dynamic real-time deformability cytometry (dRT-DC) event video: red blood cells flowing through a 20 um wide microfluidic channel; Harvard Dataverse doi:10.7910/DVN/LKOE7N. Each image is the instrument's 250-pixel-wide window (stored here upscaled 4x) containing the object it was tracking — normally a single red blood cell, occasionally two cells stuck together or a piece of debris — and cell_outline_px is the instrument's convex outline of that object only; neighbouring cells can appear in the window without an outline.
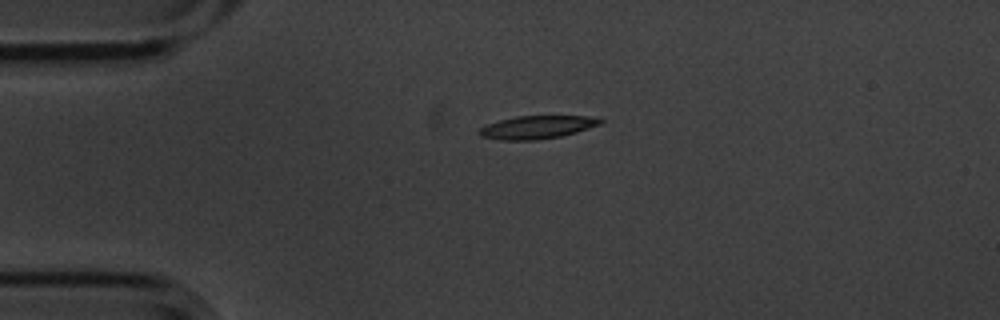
{"species": "common noctule bat (a hibernating species)", "species_latin": "Nyctalus noctula", "temperature_condition": "cold", "stored_images_in_passage": 12, "camera_frame_rate_fps": 3000, "um_per_image_px": 0.085, "animal": {"sex": "male", "body_mass_g": 20.1, "forearm_length_mm": 53.5}, "frame": {"image": 1, "passage_image": 1, "time_ms": 0.0, "image_size_px": [1000, 320], "cell_outline_px": [[604, 120], [600, 124], [576, 132], [560, 136], [536, 140], [500, 140], [480, 136], [476, 132], [480, 128], [488, 124], [500, 120], [516, 116], [588, 116]], "centroid_in_image_um": [45.6, 10.81], "position_along_channel_um": 39.4, "area_um2": 16.13}}
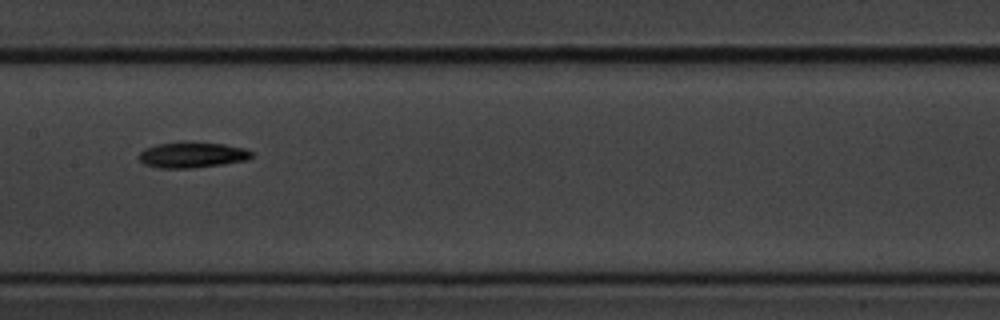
{"frame": {"image": 2, "passage_image": 5, "time_ms": 1.333, "image_size_px": [1000, 320], "cell_outline_px": [[252, 156], [248, 160], [224, 164], [192, 168], [160, 168], [144, 164], [136, 156], [144, 148], [156, 144], [180, 140], [188, 140], [224, 144], [244, 148], [252, 152]], "centroid_in_image_um": [16.3, 13.14], "position_along_channel_um": 191.1, "area_um2": 17.46}}
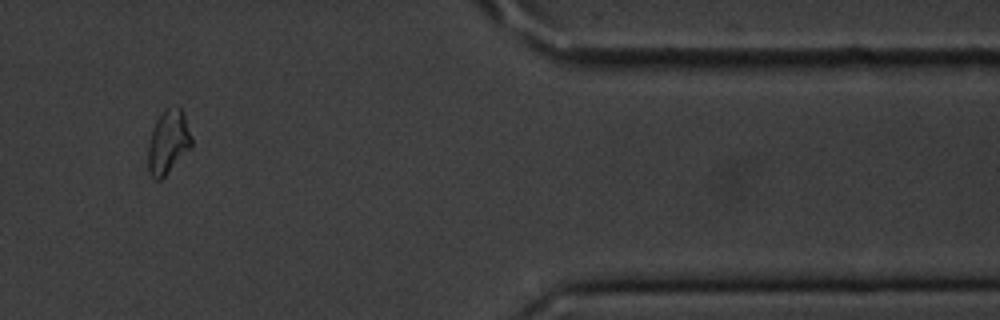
{"frame": {"image": 3, "passage_image": 10, "time_ms": 3.0, "image_size_px": [1000, 320], "cell_outline_px": [[192, 148], [160, 180], [152, 180], [148, 172], [148, 144], [156, 120], [164, 108], [180, 104], [184, 112], [192, 136]], "centroid_in_image_um": [14.32, 12.04], "position_along_channel_um": 397.1, "area_um2": 16.65}}